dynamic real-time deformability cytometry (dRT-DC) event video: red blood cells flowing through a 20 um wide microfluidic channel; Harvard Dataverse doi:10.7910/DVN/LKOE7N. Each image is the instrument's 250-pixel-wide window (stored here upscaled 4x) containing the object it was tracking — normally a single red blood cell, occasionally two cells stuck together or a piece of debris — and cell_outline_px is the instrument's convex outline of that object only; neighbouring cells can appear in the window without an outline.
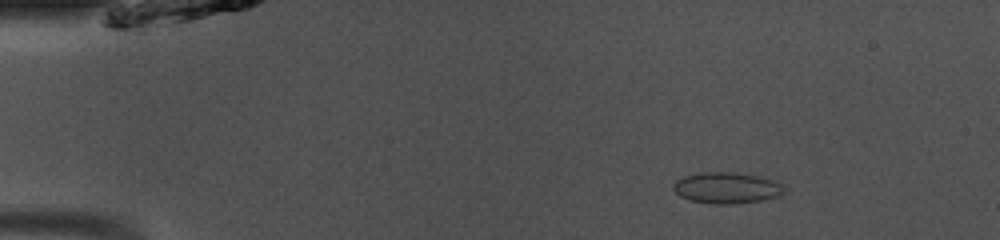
{"species": "common noctule bat (a hibernating species)", "species_latin": "Nyctalus noctula", "temperature_condition": "room temperature", "stored_images_in_passage": 48, "camera_frame_rate_fps": 3000, "um_per_image_px": 0.085, "animal": {"sex": "male", "body_mass_g": 13.0, "forearm_length_mm": 53.1}, "frame": {"image": 1, "passage_image": 7, "time_ms": 2.0, "image_size_px": [1000, 240], "cell_outline_px": [[784, 192], [780, 196], [760, 200], [732, 204], [712, 204], [692, 200], [680, 196], [672, 188], [672, 184], [676, 180], [684, 176], [700, 172], [736, 172], [760, 176], [784, 184]], "centroid_in_image_um": [61.77, 15.96], "position_along_channel_um": 23.2, "area_um2": 20.23}}
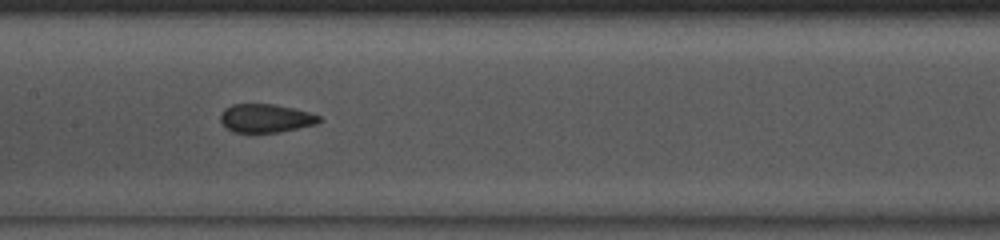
{"frame": {"image": 2, "passage_image": 24, "time_ms": 7.667, "image_size_px": [1000, 240], "cell_outline_px": [[324, 120], [316, 124], [280, 132], [232, 132], [220, 120], [220, 112], [224, 108], [232, 104], [272, 104], [292, 108], [308, 112], [320, 116]], "centroid_in_image_um": [22.58, 10.05], "position_along_channel_um": 184.8, "area_um2": 16.36}}
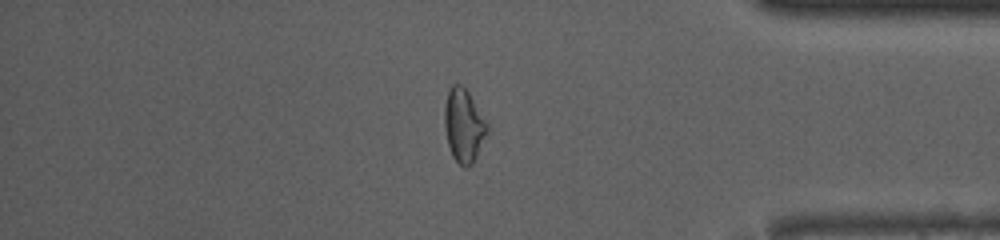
{"frame": {"image": 3, "passage_image": 41, "time_ms": 13.333, "image_size_px": [1000, 240], "cell_outline_px": [[488, 132], [472, 164], [468, 168], [464, 168], [452, 156], [448, 144], [444, 124], [444, 108], [448, 92], [452, 84], [460, 84], [468, 92], [488, 124]], "centroid_in_image_um": [39.41, 10.68], "position_along_channel_um": 395.8, "area_um2": 18.03}, "authors_computed_cell_mechanics": {"area_um2": 17.7157, "velocity_mm_per_s": 4.1164, "shape_relaxation_time_tau1_ms": null, "shape_relaxation_time_tau2_ms": 1.2157, "deformation_change_tau1": null, "deformation_change_tau2": 0.052}}